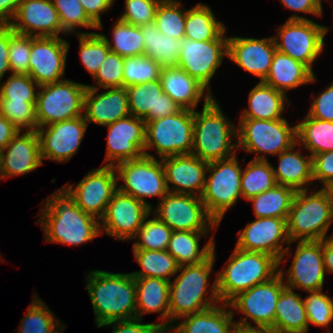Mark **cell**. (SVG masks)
<instances>
[{"mask_svg":"<svg viewBox=\"0 0 333 333\" xmlns=\"http://www.w3.org/2000/svg\"><path fill=\"white\" fill-rule=\"evenodd\" d=\"M201 200L209 215L219 225L228 209L235 205L241 194L242 168L237 157L209 162Z\"/></svg>","mask_w":333,"mask_h":333,"instance_id":"10","label":"cell"},{"mask_svg":"<svg viewBox=\"0 0 333 333\" xmlns=\"http://www.w3.org/2000/svg\"><path fill=\"white\" fill-rule=\"evenodd\" d=\"M226 264L216 273L220 303H229L239 293L270 280L279 272V261L275 257L237 247Z\"/></svg>","mask_w":333,"mask_h":333,"instance_id":"5","label":"cell"},{"mask_svg":"<svg viewBox=\"0 0 333 333\" xmlns=\"http://www.w3.org/2000/svg\"><path fill=\"white\" fill-rule=\"evenodd\" d=\"M287 218H256L238 232L236 247L249 252H261L275 257L279 267L286 253L290 252V240L287 233ZM289 245L284 249L283 244Z\"/></svg>","mask_w":333,"mask_h":333,"instance_id":"18","label":"cell"},{"mask_svg":"<svg viewBox=\"0 0 333 333\" xmlns=\"http://www.w3.org/2000/svg\"><path fill=\"white\" fill-rule=\"evenodd\" d=\"M36 87L40 86L28 74H11L6 82L0 83V100L36 103Z\"/></svg>","mask_w":333,"mask_h":333,"instance_id":"50","label":"cell"},{"mask_svg":"<svg viewBox=\"0 0 333 333\" xmlns=\"http://www.w3.org/2000/svg\"><path fill=\"white\" fill-rule=\"evenodd\" d=\"M161 68L158 62L145 55L125 57L123 87L159 80Z\"/></svg>","mask_w":333,"mask_h":333,"instance_id":"46","label":"cell"},{"mask_svg":"<svg viewBox=\"0 0 333 333\" xmlns=\"http://www.w3.org/2000/svg\"><path fill=\"white\" fill-rule=\"evenodd\" d=\"M287 95L274 89L262 81L250 91L248 97L249 108L244 109L240 119L277 120L285 110Z\"/></svg>","mask_w":333,"mask_h":333,"instance_id":"35","label":"cell"},{"mask_svg":"<svg viewBox=\"0 0 333 333\" xmlns=\"http://www.w3.org/2000/svg\"><path fill=\"white\" fill-rule=\"evenodd\" d=\"M285 8L302 12L306 14H313L317 17L322 16V1L321 0H280Z\"/></svg>","mask_w":333,"mask_h":333,"instance_id":"60","label":"cell"},{"mask_svg":"<svg viewBox=\"0 0 333 333\" xmlns=\"http://www.w3.org/2000/svg\"><path fill=\"white\" fill-rule=\"evenodd\" d=\"M86 277L97 326L136 318V286L131 273L95 270Z\"/></svg>","mask_w":333,"mask_h":333,"instance_id":"2","label":"cell"},{"mask_svg":"<svg viewBox=\"0 0 333 333\" xmlns=\"http://www.w3.org/2000/svg\"><path fill=\"white\" fill-rule=\"evenodd\" d=\"M215 244L212 254L199 264L179 266L182 271L169 287L170 324L176 323L181 317L211 308L220 302L217 291V279L210 286L208 282L215 262ZM210 286V287H209ZM211 288V295L207 288ZM210 298V300H209Z\"/></svg>","mask_w":333,"mask_h":333,"instance_id":"3","label":"cell"},{"mask_svg":"<svg viewBox=\"0 0 333 333\" xmlns=\"http://www.w3.org/2000/svg\"><path fill=\"white\" fill-rule=\"evenodd\" d=\"M18 132L19 130L0 113V148L2 150Z\"/></svg>","mask_w":333,"mask_h":333,"instance_id":"62","label":"cell"},{"mask_svg":"<svg viewBox=\"0 0 333 333\" xmlns=\"http://www.w3.org/2000/svg\"><path fill=\"white\" fill-rule=\"evenodd\" d=\"M224 31H226V27L215 19L209 6L198 3L192 9L187 10L185 38L194 41L215 40Z\"/></svg>","mask_w":333,"mask_h":333,"instance_id":"39","label":"cell"},{"mask_svg":"<svg viewBox=\"0 0 333 333\" xmlns=\"http://www.w3.org/2000/svg\"><path fill=\"white\" fill-rule=\"evenodd\" d=\"M160 160L164 168L168 192L201 197L205 187L208 162L193 154L173 155ZM169 184L174 186L170 188Z\"/></svg>","mask_w":333,"mask_h":333,"instance_id":"24","label":"cell"},{"mask_svg":"<svg viewBox=\"0 0 333 333\" xmlns=\"http://www.w3.org/2000/svg\"><path fill=\"white\" fill-rule=\"evenodd\" d=\"M10 25L0 24V82L5 73L11 71L9 65Z\"/></svg>","mask_w":333,"mask_h":333,"instance_id":"61","label":"cell"},{"mask_svg":"<svg viewBox=\"0 0 333 333\" xmlns=\"http://www.w3.org/2000/svg\"><path fill=\"white\" fill-rule=\"evenodd\" d=\"M296 142V125L290 126L285 118L277 120L240 119L239 121L238 148L258 154L254 160L266 161L268 160L266 154L279 155Z\"/></svg>","mask_w":333,"mask_h":333,"instance_id":"7","label":"cell"},{"mask_svg":"<svg viewBox=\"0 0 333 333\" xmlns=\"http://www.w3.org/2000/svg\"><path fill=\"white\" fill-rule=\"evenodd\" d=\"M98 94L97 88L87 87L84 95V118L86 122L107 126L130 114L128 90L126 87L104 88Z\"/></svg>","mask_w":333,"mask_h":333,"instance_id":"27","label":"cell"},{"mask_svg":"<svg viewBox=\"0 0 333 333\" xmlns=\"http://www.w3.org/2000/svg\"><path fill=\"white\" fill-rule=\"evenodd\" d=\"M296 142L289 149L281 152L279 165L273 172L278 185L288 186L295 191L308 190L307 184H313L312 156H302L299 151H294Z\"/></svg>","mask_w":333,"mask_h":333,"instance_id":"32","label":"cell"},{"mask_svg":"<svg viewBox=\"0 0 333 333\" xmlns=\"http://www.w3.org/2000/svg\"><path fill=\"white\" fill-rule=\"evenodd\" d=\"M136 286V318L142 319L143 314L159 312L158 326L170 332L169 287L170 282L160 278H135ZM167 331V332H166Z\"/></svg>","mask_w":333,"mask_h":333,"instance_id":"30","label":"cell"},{"mask_svg":"<svg viewBox=\"0 0 333 333\" xmlns=\"http://www.w3.org/2000/svg\"><path fill=\"white\" fill-rule=\"evenodd\" d=\"M160 82L163 92L182 109L195 111L202 96L205 100L214 98L205 86L178 66L162 67Z\"/></svg>","mask_w":333,"mask_h":333,"instance_id":"29","label":"cell"},{"mask_svg":"<svg viewBox=\"0 0 333 333\" xmlns=\"http://www.w3.org/2000/svg\"><path fill=\"white\" fill-rule=\"evenodd\" d=\"M155 217V218H154ZM172 230L156 216L143 221L134 239L133 249L167 250Z\"/></svg>","mask_w":333,"mask_h":333,"instance_id":"47","label":"cell"},{"mask_svg":"<svg viewBox=\"0 0 333 333\" xmlns=\"http://www.w3.org/2000/svg\"><path fill=\"white\" fill-rule=\"evenodd\" d=\"M232 333H275V331L271 327L247 325L236 321Z\"/></svg>","mask_w":333,"mask_h":333,"instance_id":"65","label":"cell"},{"mask_svg":"<svg viewBox=\"0 0 333 333\" xmlns=\"http://www.w3.org/2000/svg\"><path fill=\"white\" fill-rule=\"evenodd\" d=\"M230 122L215 98L205 100L202 112L193 111L191 154L208 163L236 155L237 128ZM232 136L236 143H232Z\"/></svg>","mask_w":333,"mask_h":333,"instance_id":"4","label":"cell"},{"mask_svg":"<svg viewBox=\"0 0 333 333\" xmlns=\"http://www.w3.org/2000/svg\"><path fill=\"white\" fill-rule=\"evenodd\" d=\"M107 42L110 52L121 57L144 55V38L141 27L128 24L118 19L112 28V41L100 34Z\"/></svg>","mask_w":333,"mask_h":333,"instance_id":"42","label":"cell"},{"mask_svg":"<svg viewBox=\"0 0 333 333\" xmlns=\"http://www.w3.org/2000/svg\"><path fill=\"white\" fill-rule=\"evenodd\" d=\"M130 114L152 121L174 115L182 108L163 92L160 79L127 87Z\"/></svg>","mask_w":333,"mask_h":333,"instance_id":"28","label":"cell"},{"mask_svg":"<svg viewBox=\"0 0 333 333\" xmlns=\"http://www.w3.org/2000/svg\"><path fill=\"white\" fill-rule=\"evenodd\" d=\"M114 168L117 180L124 181L117 189L146 203L151 209L153 207L144 197L159 196L161 201L168 193L162 162L148 151L140 158L115 164Z\"/></svg>","mask_w":333,"mask_h":333,"instance_id":"12","label":"cell"},{"mask_svg":"<svg viewBox=\"0 0 333 333\" xmlns=\"http://www.w3.org/2000/svg\"><path fill=\"white\" fill-rule=\"evenodd\" d=\"M321 189L327 194L333 210V181L328 182Z\"/></svg>","mask_w":333,"mask_h":333,"instance_id":"66","label":"cell"},{"mask_svg":"<svg viewBox=\"0 0 333 333\" xmlns=\"http://www.w3.org/2000/svg\"><path fill=\"white\" fill-rule=\"evenodd\" d=\"M286 275L284 284L288 288L307 292L322 290L325 278L322 240L299 241Z\"/></svg>","mask_w":333,"mask_h":333,"instance_id":"22","label":"cell"},{"mask_svg":"<svg viewBox=\"0 0 333 333\" xmlns=\"http://www.w3.org/2000/svg\"><path fill=\"white\" fill-rule=\"evenodd\" d=\"M228 303L182 317L186 319L170 328L173 333H232L235 312L226 310Z\"/></svg>","mask_w":333,"mask_h":333,"instance_id":"33","label":"cell"},{"mask_svg":"<svg viewBox=\"0 0 333 333\" xmlns=\"http://www.w3.org/2000/svg\"><path fill=\"white\" fill-rule=\"evenodd\" d=\"M296 191L288 213L287 233L290 242L320 241L327 237L333 222V210L327 194L319 191Z\"/></svg>","mask_w":333,"mask_h":333,"instance_id":"6","label":"cell"},{"mask_svg":"<svg viewBox=\"0 0 333 333\" xmlns=\"http://www.w3.org/2000/svg\"><path fill=\"white\" fill-rule=\"evenodd\" d=\"M146 122L145 149L156 148L159 158L191 154L193 111L181 109L174 115Z\"/></svg>","mask_w":333,"mask_h":333,"instance_id":"11","label":"cell"},{"mask_svg":"<svg viewBox=\"0 0 333 333\" xmlns=\"http://www.w3.org/2000/svg\"><path fill=\"white\" fill-rule=\"evenodd\" d=\"M21 0H0V24H9L14 18Z\"/></svg>","mask_w":333,"mask_h":333,"instance_id":"63","label":"cell"},{"mask_svg":"<svg viewBox=\"0 0 333 333\" xmlns=\"http://www.w3.org/2000/svg\"><path fill=\"white\" fill-rule=\"evenodd\" d=\"M280 269L270 280L239 293L228 303L229 308L245 315L237 323L251 325L247 320L250 318L256 325L267 327L274 325L277 301L285 287L284 271Z\"/></svg>","mask_w":333,"mask_h":333,"instance_id":"14","label":"cell"},{"mask_svg":"<svg viewBox=\"0 0 333 333\" xmlns=\"http://www.w3.org/2000/svg\"><path fill=\"white\" fill-rule=\"evenodd\" d=\"M108 130L105 166L140 158L144 155L146 122L129 115L106 126Z\"/></svg>","mask_w":333,"mask_h":333,"instance_id":"21","label":"cell"},{"mask_svg":"<svg viewBox=\"0 0 333 333\" xmlns=\"http://www.w3.org/2000/svg\"><path fill=\"white\" fill-rule=\"evenodd\" d=\"M308 293L309 296L303 299L308 324L329 328V324L333 322V299L322 290Z\"/></svg>","mask_w":333,"mask_h":333,"instance_id":"52","label":"cell"},{"mask_svg":"<svg viewBox=\"0 0 333 333\" xmlns=\"http://www.w3.org/2000/svg\"><path fill=\"white\" fill-rule=\"evenodd\" d=\"M276 46L273 37H228V58L263 81L269 72Z\"/></svg>","mask_w":333,"mask_h":333,"instance_id":"25","label":"cell"},{"mask_svg":"<svg viewBox=\"0 0 333 333\" xmlns=\"http://www.w3.org/2000/svg\"><path fill=\"white\" fill-rule=\"evenodd\" d=\"M187 10L182 11V3L177 0H162L156 11L154 22L164 35L182 40L185 35Z\"/></svg>","mask_w":333,"mask_h":333,"instance_id":"45","label":"cell"},{"mask_svg":"<svg viewBox=\"0 0 333 333\" xmlns=\"http://www.w3.org/2000/svg\"><path fill=\"white\" fill-rule=\"evenodd\" d=\"M88 123L84 116L37 128L40 155L43 159L67 162L77 153Z\"/></svg>","mask_w":333,"mask_h":333,"instance_id":"19","label":"cell"},{"mask_svg":"<svg viewBox=\"0 0 333 333\" xmlns=\"http://www.w3.org/2000/svg\"><path fill=\"white\" fill-rule=\"evenodd\" d=\"M20 132L2 150L0 179L32 172L43 164L37 131Z\"/></svg>","mask_w":333,"mask_h":333,"instance_id":"26","label":"cell"},{"mask_svg":"<svg viewBox=\"0 0 333 333\" xmlns=\"http://www.w3.org/2000/svg\"><path fill=\"white\" fill-rule=\"evenodd\" d=\"M296 138L299 145L311 153L313 157L318 153L333 150V122L306 117L296 125Z\"/></svg>","mask_w":333,"mask_h":333,"instance_id":"38","label":"cell"},{"mask_svg":"<svg viewBox=\"0 0 333 333\" xmlns=\"http://www.w3.org/2000/svg\"><path fill=\"white\" fill-rule=\"evenodd\" d=\"M315 81V74L306 65L276 50L267 77L262 82L286 94V90Z\"/></svg>","mask_w":333,"mask_h":333,"instance_id":"31","label":"cell"},{"mask_svg":"<svg viewBox=\"0 0 333 333\" xmlns=\"http://www.w3.org/2000/svg\"><path fill=\"white\" fill-rule=\"evenodd\" d=\"M209 231H173L167 251L175 258L179 266L199 264L206 260L214 247V234L209 242L200 249L199 241Z\"/></svg>","mask_w":333,"mask_h":333,"instance_id":"36","label":"cell"},{"mask_svg":"<svg viewBox=\"0 0 333 333\" xmlns=\"http://www.w3.org/2000/svg\"><path fill=\"white\" fill-rule=\"evenodd\" d=\"M325 272L333 273V234L322 240Z\"/></svg>","mask_w":333,"mask_h":333,"instance_id":"64","label":"cell"},{"mask_svg":"<svg viewBox=\"0 0 333 333\" xmlns=\"http://www.w3.org/2000/svg\"><path fill=\"white\" fill-rule=\"evenodd\" d=\"M328 29L310 19L293 14L278 28V34L273 37L276 50L303 63L313 72L312 65L324 50V37Z\"/></svg>","mask_w":333,"mask_h":333,"instance_id":"8","label":"cell"},{"mask_svg":"<svg viewBox=\"0 0 333 333\" xmlns=\"http://www.w3.org/2000/svg\"><path fill=\"white\" fill-rule=\"evenodd\" d=\"M79 37L81 62L93 77L110 49L100 33L75 32Z\"/></svg>","mask_w":333,"mask_h":333,"instance_id":"48","label":"cell"},{"mask_svg":"<svg viewBox=\"0 0 333 333\" xmlns=\"http://www.w3.org/2000/svg\"><path fill=\"white\" fill-rule=\"evenodd\" d=\"M141 271L132 272L134 278H160L171 281L170 277L177 274L179 265L167 250L133 249Z\"/></svg>","mask_w":333,"mask_h":333,"instance_id":"40","label":"cell"},{"mask_svg":"<svg viewBox=\"0 0 333 333\" xmlns=\"http://www.w3.org/2000/svg\"><path fill=\"white\" fill-rule=\"evenodd\" d=\"M142 320L135 318L131 320L112 321L99 325L97 328L112 325V333H165L158 324L143 323Z\"/></svg>","mask_w":333,"mask_h":333,"instance_id":"57","label":"cell"},{"mask_svg":"<svg viewBox=\"0 0 333 333\" xmlns=\"http://www.w3.org/2000/svg\"><path fill=\"white\" fill-rule=\"evenodd\" d=\"M295 193L291 187L276 184L272 189L247 201L253 202L256 218H287Z\"/></svg>","mask_w":333,"mask_h":333,"instance_id":"41","label":"cell"},{"mask_svg":"<svg viewBox=\"0 0 333 333\" xmlns=\"http://www.w3.org/2000/svg\"><path fill=\"white\" fill-rule=\"evenodd\" d=\"M31 36L16 33L10 26L9 65L12 74H28Z\"/></svg>","mask_w":333,"mask_h":333,"instance_id":"53","label":"cell"},{"mask_svg":"<svg viewBox=\"0 0 333 333\" xmlns=\"http://www.w3.org/2000/svg\"><path fill=\"white\" fill-rule=\"evenodd\" d=\"M275 333H307L309 324L302 297L284 287L278 298L274 325Z\"/></svg>","mask_w":333,"mask_h":333,"instance_id":"34","label":"cell"},{"mask_svg":"<svg viewBox=\"0 0 333 333\" xmlns=\"http://www.w3.org/2000/svg\"><path fill=\"white\" fill-rule=\"evenodd\" d=\"M308 115L319 120L333 122V83L315 98Z\"/></svg>","mask_w":333,"mask_h":333,"instance_id":"56","label":"cell"},{"mask_svg":"<svg viewBox=\"0 0 333 333\" xmlns=\"http://www.w3.org/2000/svg\"><path fill=\"white\" fill-rule=\"evenodd\" d=\"M114 3V0H80V4L87 16L98 26L102 28L101 13L107 11Z\"/></svg>","mask_w":333,"mask_h":333,"instance_id":"59","label":"cell"},{"mask_svg":"<svg viewBox=\"0 0 333 333\" xmlns=\"http://www.w3.org/2000/svg\"><path fill=\"white\" fill-rule=\"evenodd\" d=\"M151 210L146 203L117 189L100 219L101 234L104 231L116 240H132Z\"/></svg>","mask_w":333,"mask_h":333,"instance_id":"17","label":"cell"},{"mask_svg":"<svg viewBox=\"0 0 333 333\" xmlns=\"http://www.w3.org/2000/svg\"><path fill=\"white\" fill-rule=\"evenodd\" d=\"M224 34L225 31L215 40L194 41L185 37L181 40L178 67L198 80L209 92L213 75L224 56H228V37H224Z\"/></svg>","mask_w":333,"mask_h":333,"instance_id":"15","label":"cell"},{"mask_svg":"<svg viewBox=\"0 0 333 333\" xmlns=\"http://www.w3.org/2000/svg\"><path fill=\"white\" fill-rule=\"evenodd\" d=\"M2 149L0 148V159H1Z\"/></svg>","mask_w":333,"mask_h":333,"instance_id":"67","label":"cell"},{"mask_svg":"<svg viewBox=\"0 0 333 333\" xmlns=\"http://www.w3.org/2000/svg\"><path fill=\"white\" fill-rule=\"evenodd\" d=\"M69 45L61 37L31 36L28 75L39 86L63 80Z\"/></svg>","mask_w":333,"mask_h":333,"instance_id":"20","label":"cell"},{"mask_svg":"<svg viewBox=\"0 0 333 333\" xmlns=\"http://www.w3.org/2000/svg\"><path fill=\"white\" fill-rule=\"evenodd\" d=\"M123 67H124V57L120 55L109 52L105 60L101 63L98 71L93 76L94 80L97 82V86L87 85L90 88L100 87L113 88V87H123Z\"/></svg>","mask_w":333,"mask_h":333,"instance_id":"54","label":"cell"},{"mask_svg":"<svg viewBox=\"0 0 333 333\" xmlns=\"http://www.w3.org/2000/svg\"><path fill=\"white\" fill-rule=\"evenodd\" d=\"M312 168L313 181L319 180L323 186L333 181V150L314 155Z\"/></svg>","mask_w":333,"mask_h":333,"instance_id":"58","label":"cell"},{"mask_svg":"<svg viewBox=\"0 0 333 333\" xmlns=\"http://www.w3.org/2000/svg\"><path fill=\"white\" fill-rule=\"evenodd\" d=\"M151 212L172 231H209L219 226L201 197L191 194L168 192Z\"/></svg>","mask_w":333,"mask_h":333,"instance_id":"13","label":"cell"},{"mask_svg":"<svg viewBox=\"0 0 333 333\" xmlns=\"http://www.w3.org/2000/svg\"><path fill=\"white\" fill-rule=\"evenodd\" d=\"M244 170L242 169L241 175V194L245 200L272 189L277 184L273 166L268 160L252 159Z\"/></svg>","mask_w":333,"mask_h":333,"instance_id":"43","label":"cell"},{"mask_svg":"<svg viewBox=\"0 0 333 333\" xmlns=\"http://www.w3.org/2000/svg\"><path fill=\"white\" fill-rule=\"evenodd\" d=\"M144 38V55L158 62L161 67L178 66L181 40L162 34L155 22L141 26Z\"/></svg>","mask_w":333,"mask_h":333,"instance_id":"37","label":"cell"},{"mask_svg":"<svg viewBox=\"0 0 333 333\" xmlns=\"http://www.w3.org/2000/svg\"><path fill=\"white\" fill-rule=\"evenodd\" d=\"M9 25L16 33L33 37H59L64 33L52 0H21Z\"/></svg>","mask_w":333,"mask_h":333,"instance_id":"23","label":"cell"},{"mask_svg":"<svg viewBox=\"0 0 333 333\" xmlns=\"http://www.w3.org/2000/svg\"><path fill=\"white\" fill-rule=\"evenodd\" d=\"M43 202L38 221L46 242L79 246L101 234L100 221L85 213L62 188Z\"/></svg>","mask_w":333,"mask_h":333,"instance_id":"1","label":"cell"},{"mask_svg":"<svg viewBox=\"0 0 333 333\" xmlns=\"http://www.w3.org/2000/svg\"><path fill=\"white\" fill-rule=\"evenodd\" d=\"M39 88L35 104L38 128L83 116L86 84L63 79Z\"/></svg>","mask_w":333,"mask_h":333,"instance_id":"9","label":"cell"},{"mask_svg":"<svg viewBox=\"0 0 333 333\" xmlns=\"http://www.w3.org/2000/svg\"><path fill=\"white\" fill-rule=\"evenodd\" d=\"M33 299L17 333H60L63 325L57 321L54 313L37 295Z\"/></svg>","mask_w":333,"mask_h":333,"instance_id":"44","label":"cell"},{"mask_svg":"<svg viewBox=\"0 0 333 333\" xmlns=\"http://www.w3.org/2000/svg\"><path fill=\"white\" fill-rule=\"evenodd\" d=\"M52 2L65 34H71L79 27L98 29V26L85 13L80 0H52Z\"/></svg>","mask_w":333,"mask_h":333,"instance_id":"49","label":"cell"},{"mask_svg":"<svg viewBox=\"0 0 333 333\" xmlns=\"http://www.w3.org/2000/svg\"><path fill=\"white\" fill-rule=\"evenodd\" d=\"M117 176L114 166L93 169L75 186L66 185L62 190L85 213L100 220L117 190ZM74 188V189H73Z\"/></svg>","mask_w":333,"mask_h":333,"instance_id":"16","label":"cell"},{"mask_svg":"<svg viewBox=\"0 0 333 333\" xmlns=\"http://www.w3.org/2000/svg\"><path fill=\"white\" fill-rule=\"evenodd\" d=\"M162 0H125V11L119 19L141 27L154 22L159 3Z\"/></svg>","mask_w":333,"mask_h":333,"instance_id":"55","label":"cell"},{"mask_svg":"<svg viewBox=\"0 0 333 333\" xmlns=\"http://www.w3.org/2000/svg\"><path fill=\"white\" fill-rule=\"evenodd\" d=\"M36 103L0 100V113L19 131H37Z\"/></svg>","mask_w":333,"mask_h":333,"instance_id":"51","label":"cell"}]
</instances>
